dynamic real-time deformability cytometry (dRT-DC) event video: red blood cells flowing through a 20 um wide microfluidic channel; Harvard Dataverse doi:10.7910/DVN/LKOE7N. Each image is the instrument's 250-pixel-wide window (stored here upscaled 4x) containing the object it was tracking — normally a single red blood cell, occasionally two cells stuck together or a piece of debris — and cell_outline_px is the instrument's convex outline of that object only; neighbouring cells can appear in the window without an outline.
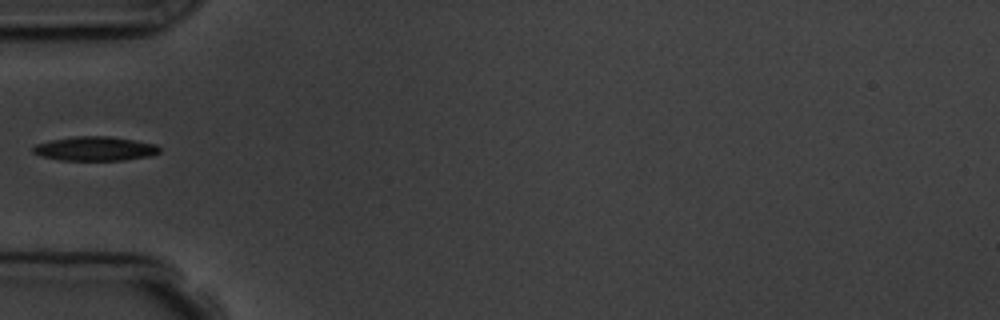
{"species": "common noctule bat (a hibernating species)", "species_latin": "Nyctalus noctula", "temperature_condition": "room temperature", "stored_images_in_passage": 6, "camera_frame_rate_fps": 3000, "um_per_image_px": 0.085, "animal": {"sex": "male", "body_mass_g": 19.5, "forearm_length_mm": 54.6}, "frame": {"image": 1, "passage_image": 6, "time_ms": 5.667, "image_size_px": [1000, 320], "cell_outline_px": [[160, 152], [148, 156], [124, 160], [60, 160], [40, 156], [32, 152], [32, 148], [36, 144], [52, 140], [72, 136], [108, 136], [156, 144], [160, 148]], "centroid_in_image_um": [8.04, 12.64], "position_along_channel_um": 77.0, "area_um2": 17.74}}